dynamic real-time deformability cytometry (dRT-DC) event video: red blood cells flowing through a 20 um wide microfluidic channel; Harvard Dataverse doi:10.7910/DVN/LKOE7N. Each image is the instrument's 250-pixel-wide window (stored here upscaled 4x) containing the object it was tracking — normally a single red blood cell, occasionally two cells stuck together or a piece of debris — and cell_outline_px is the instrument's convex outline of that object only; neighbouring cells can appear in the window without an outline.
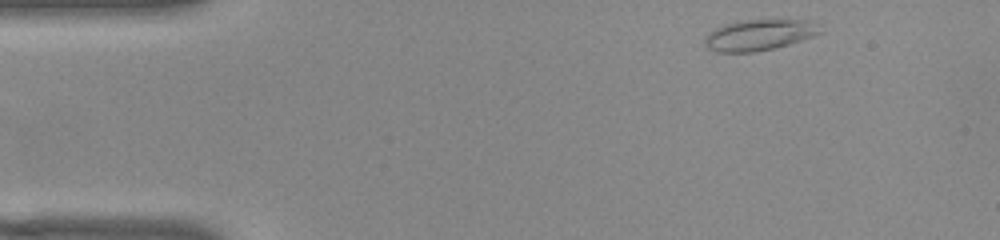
{"species": "common noctule bat (a hibernating species)", "species_latin": "Nyctalus noctula", "temperature_condition": "warm", "stored_images_in_passage": 47, "camera_frame_rate_fps": 3000, "um_per_image_px": 0.085, "animal": {"sex": "female", "body_mass_g": 22.0, "forearm_length_mm": 56.7}, "frame": {"image": 1, "passage_image": 1, "time_ms": 0.0, "image_size_px": [1000, 240], "cell_outline_px": [[820, 32], [812, 36], [788, 44], [772, 48], [752, 52], [716, 52], [708, 48], [704, 44], [704, 36], [716, 28], [724, 24], [744, 20], [812, 20]], "centroid_in_image_um": [64.45, 2.97], "position_along_channel_um": 20.6, "area_um2": 20.4}}
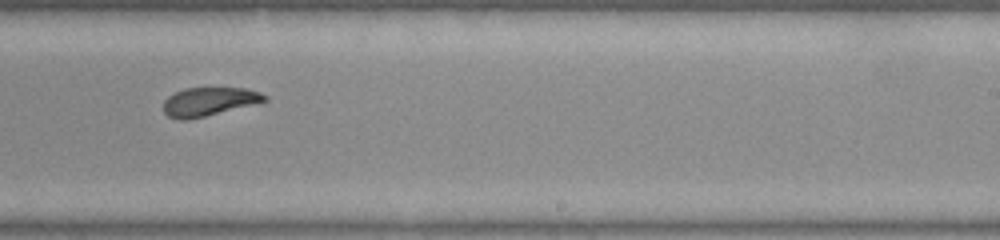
{"frame": {"image": 2, "passage_image": 27, "time_ms": 8.667, "image_size_px": [1000, 240], "cell_outline_px": [[268, 100], [188, 120], [176, 120], [168, 116], [164, 112], [164, 100], [168, 96], [184, 88], [244, 88], [260, 92], [268, 96]], "centroid_in_image_um": [17.73, 8.63], "position_along_channel_um": 271.3, "area_um2": 16.65}}
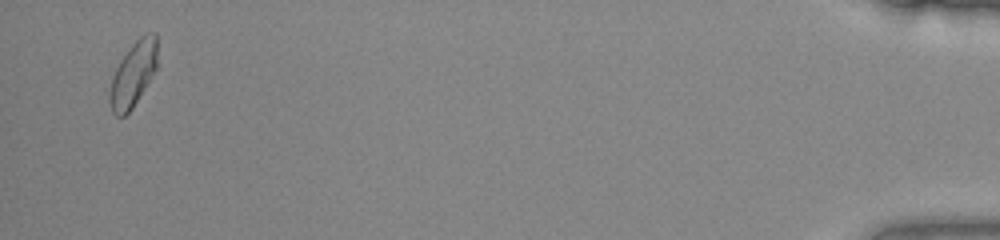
{"frame": {"image": 3, "passage_image": 46, "time_ms": 15.0, "image_size_px": [1000, 240], "cell_outline_px": [[156, 68], [132, 108], [124, 116], [116, 116], [112, 112], [108, 100], [108, 92], [112, 76], [120, 60], [132, 44], [140, 36], [148, 32], [156, 32]], "centroid_in_image_um": [11.28, 6.31], "position_along_channel_um": 423.9, "area_um2": 17.8}, "authors_computed_cell_mechanics": {"area_um2": 17.9758, "velocity_mm_per_s": 3.8302, "shape_relaxation_time_tau1_ms": 5.5498, "shape_relaxation_time_tau2_ms": 2.448, "deformation_change_tau1": 0.1462, "deformation_change_tau2": 0.0838}}